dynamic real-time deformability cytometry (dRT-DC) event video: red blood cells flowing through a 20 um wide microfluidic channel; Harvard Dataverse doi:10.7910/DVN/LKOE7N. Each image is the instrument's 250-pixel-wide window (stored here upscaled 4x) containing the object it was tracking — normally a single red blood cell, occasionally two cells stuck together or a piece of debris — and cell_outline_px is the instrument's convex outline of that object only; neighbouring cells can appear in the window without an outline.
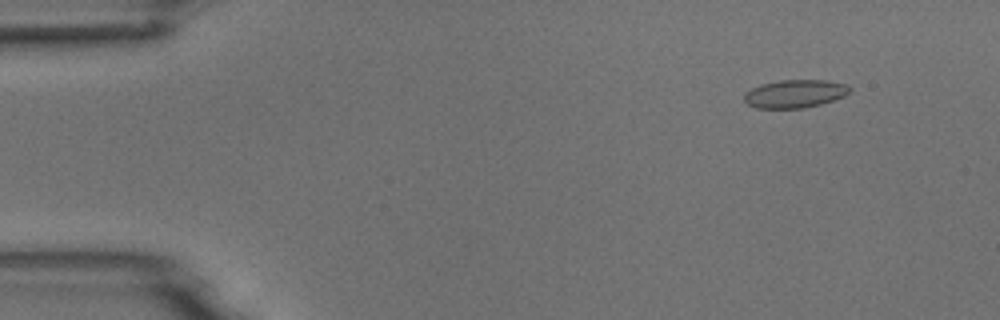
{"species": "common noctule bat (a hibernating species)", "species_latin": "Nyctalus noctula", "temperature_condition": "room temperature", "stored_images_in_passage": 4, "camera_frame_rate_fps": 3000, "um_per_image_px": 0.085, "animal": {"sex": "male", "body_mass_g": 18.8}, "frame": {"image": 1, "passage_image": 2, "time_ms": 1.0, "image_size_px": [1000, 320], "cell_outline_px": [[852, 88], [844, 96], [820, 104], [804, 108], [756, 108], [748, 104], [744, 100], [744, 92], [760, 84], [780, 80], [828, 80], [848, 84]], "centroid_in_image_um": [67.56, 7.96], "position_along_channel_um": 17.4, "area_um2": 17.34}}
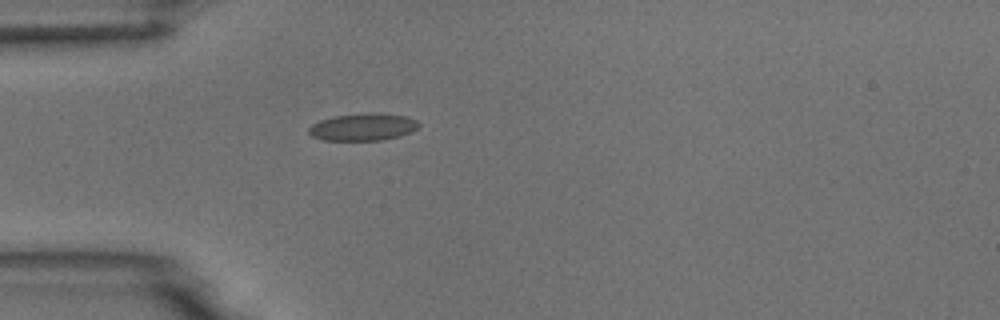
{"frame": {"image": 2, "passage_image": 4, "time_ms": 4.333, "image_size_px": [1000, 320], "cell_outline_px": [[420, 124], [412, 132], [400, 136], [384, 140], [324, 140], [312, 136], [308, 132], [308, 128], [312, 124], [320, 120], [336, 116], [368, 112], [372, 112], [408, 116], [416, 120]], "centroid_in_image_um": [30.87, 10.79], "position_along_channel_um": 54.1, "area_um2": 17.57}}